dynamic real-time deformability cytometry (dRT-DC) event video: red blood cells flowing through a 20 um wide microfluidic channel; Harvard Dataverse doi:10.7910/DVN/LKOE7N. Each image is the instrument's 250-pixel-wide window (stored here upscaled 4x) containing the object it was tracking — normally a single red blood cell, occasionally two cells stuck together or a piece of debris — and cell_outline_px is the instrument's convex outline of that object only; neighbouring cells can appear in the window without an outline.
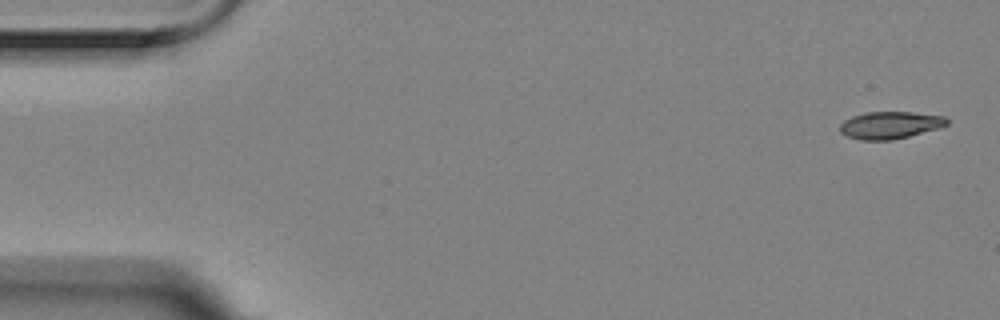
{"species": "Egyptian fruit bat (a non-hibernating species)", "species_latin": "Rousettus aegyptiacus", "temperature_condition": "room temperature", "stored_images_in_passage": 3, "camera_frame_rate_fps": 3000, "um_per_image_px": 0.085, "animal": {"sex": "female"}, "frame": {"image": 1, "passage_image": 1, "time_ms": 0.0, "image_size_px": [1000, 320], "cell_outline_px": [[948, 124], [940, 128], [892, 140], [860, 140], [848, 136], [840, 132], [840, 124], [844, 120], [852, 116], [864, 112], [912, 112], [944, 116], [948, 120]], "centroid_in_image_um": [75.65, 10.63], "position_along_channel_um": 9.3, "area_um2": 16.99}}